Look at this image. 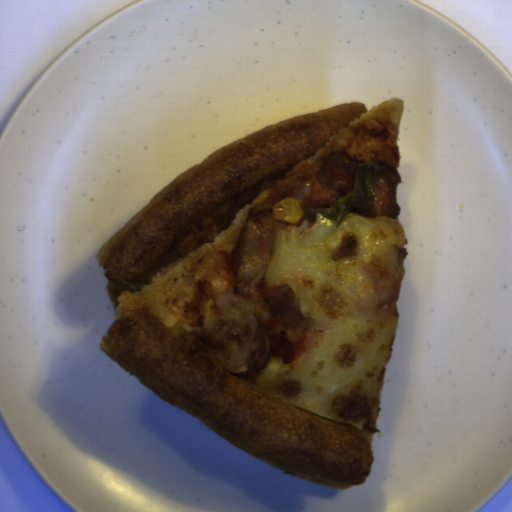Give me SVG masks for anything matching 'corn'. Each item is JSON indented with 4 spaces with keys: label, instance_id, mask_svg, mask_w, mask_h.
Masks as SVG:
<instances>
[{
    "label": "corn",
    "instance_id": "51d56268",
    "mask_svg": "<svg viewBox=\"0 0 512 512\" xmlns=\"http://www.w3.org/2000/svg\"><path fill=\"white\" fill-rule=\"evenodd\" d=\"M275 220L284 223H294L298 221L305 213L299 202L293 198H284L272 208Z\"/></svg>",
    "mask_w": 512,
    "mask_h": 512
}]
</instances>
